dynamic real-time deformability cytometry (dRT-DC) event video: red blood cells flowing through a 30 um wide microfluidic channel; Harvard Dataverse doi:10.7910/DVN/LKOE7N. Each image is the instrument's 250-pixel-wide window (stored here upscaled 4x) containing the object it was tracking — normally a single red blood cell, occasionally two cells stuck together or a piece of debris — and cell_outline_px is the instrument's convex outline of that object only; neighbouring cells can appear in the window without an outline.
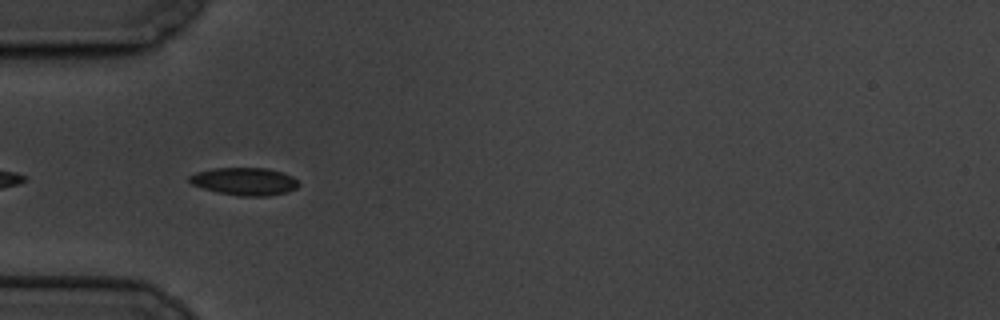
{"species": "common noctule bat (a hibernating species)", "species_latin": "Nyctalus noctula", "temperature_condition": "cold", "stored_images_in_passage": 8, "camera_frame_rate_fps": 3000, "um_per_image_px": 0.085, "animal": {"sex": "male", "body_mass_g": 19.5, "forearm_length_mm": 54.6}, "frame": {"image": 1, "passage_image": 6, "time_ms": 5.667, "image_size_px": [1000, 320], "cell_outline_px": [[300, 184], [296, 188], [288, 192], [264, 196], [240, 196], [216, 192], [192, 184], [188, 180], [188, 176], [196, 172], [212, 168], [268, 168], [284, 172], [292, 176]], "centroid_in_image_um": [20.79, 15.41], "position_along_channel_um": 64.2, "area_um2": 17.69}}
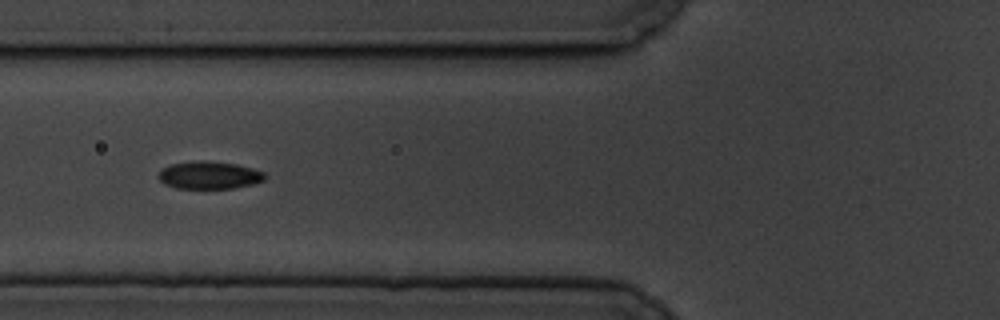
{"frame": {"image": 2, "passage_image": 7, "time_ms": 7.0, "image_size_px": [1000, 320], "cell_outline_px": [[264, 180], [252, 184], [232, 188], [176, 188], [164, 184], [156, 176], [164, 168], [172, 164], [200, 160], [204, 160], [236, 164], [252, 168], [264, 172]], "centroid_in_image_um": [17.77, 14.89], "position_along_channel_um": 108.0, "area_um2": 16.94}}
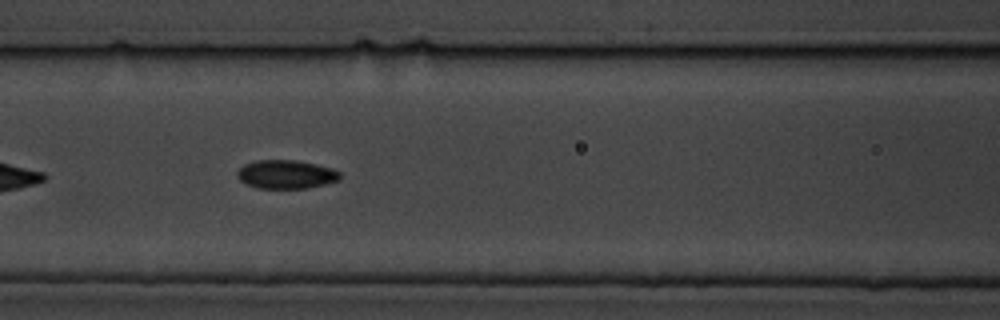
{"frame": {"image": 3, "passage_image": 8, "time_ms": 8.0, "image_size_px": [1000, 320], "cell_outline_px": [[340, 180], [308, 188], [256, 188], [244, 184], [236, 176], [236, 172], [244, 164], [256, 160], [296, 160], [316, 164], [332, 168], [340, 172]], "centroid_in_image_um": [24.29, 14.82], "position_along_channel_um": 142.3, "area_um2": 17.28}}